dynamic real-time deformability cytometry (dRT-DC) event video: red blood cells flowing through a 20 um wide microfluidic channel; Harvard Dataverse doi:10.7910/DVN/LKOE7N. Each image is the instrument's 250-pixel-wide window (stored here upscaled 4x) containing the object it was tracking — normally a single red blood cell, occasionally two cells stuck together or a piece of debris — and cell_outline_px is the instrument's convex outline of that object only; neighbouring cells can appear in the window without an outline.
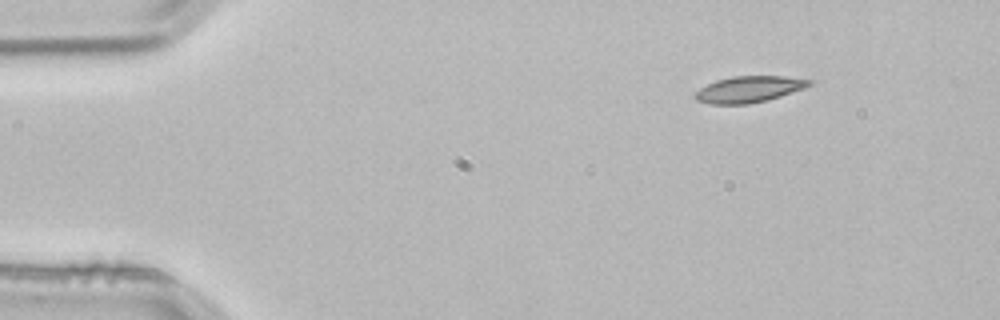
{"species": "common noctule bat (a hibernating species)", "species_latin": "Nyctalus noctula", "temperature_condition": "room temperature", "stored_images_in_passage": 3, "camera_frame_rate_fps": 3000, "um_per_image_px": 0.085, "animal": {"sex": "male", "body_mass_g": 21.5, "forearm_length_mm": 52.0}, "frame": {"image": 1, "passage_image": 1, "time_ms": 0.0, "image_size_px": [1000, 320], "cell_outline_px": [[812, 84], [804, 88], [768, 100], [748, 104], [712, 104], [696, 100], [692, 96], [700, 88], [716, 80], [732, 76], [784, 76], [812, 80]], "centroid_in_image_um": [63.64, 7.59], "position_along_channel_um": 21.4, "area_um2": 17.46}}